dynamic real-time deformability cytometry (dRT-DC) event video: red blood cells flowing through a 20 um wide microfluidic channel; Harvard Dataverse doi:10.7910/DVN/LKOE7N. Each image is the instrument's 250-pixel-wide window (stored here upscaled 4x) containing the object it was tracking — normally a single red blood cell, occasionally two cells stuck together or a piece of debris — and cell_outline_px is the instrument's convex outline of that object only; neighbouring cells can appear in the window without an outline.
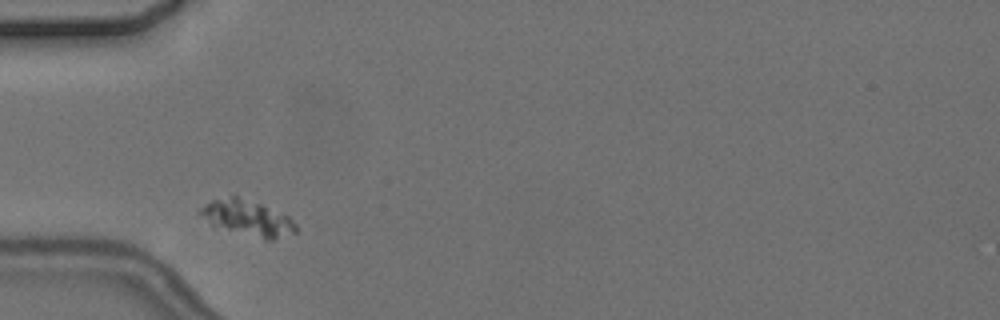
{"species": "common noctule bat (a hibernating species)", "species_latin": "Nyctalus noctula", "temperature_condition": "cold", "stored_images_in_passage": 2, "camera_frame_rate_fps": 3000, "um_per_image_px": 0.085, "animal": {"sex": "female", "body_mass_g": 24.6, "forearm_length_mm": 56.2}, "frame": {"image": 1, "passage_image": 2, "time_ms": 1.0, "image_size_px": [1000, 320], "cell_outline_px": [[296, 232], [272, 240], [264, 240], [212, 228], [196, 212], [204, 204], [212, 200], [232, 196], [236, 196], [260, 204], [288, 216], [296, 224]], "centroid_in_image_um": [20.94, 18.58], "position_along_channel_um": 64.1, "area_um2": 20.29}}